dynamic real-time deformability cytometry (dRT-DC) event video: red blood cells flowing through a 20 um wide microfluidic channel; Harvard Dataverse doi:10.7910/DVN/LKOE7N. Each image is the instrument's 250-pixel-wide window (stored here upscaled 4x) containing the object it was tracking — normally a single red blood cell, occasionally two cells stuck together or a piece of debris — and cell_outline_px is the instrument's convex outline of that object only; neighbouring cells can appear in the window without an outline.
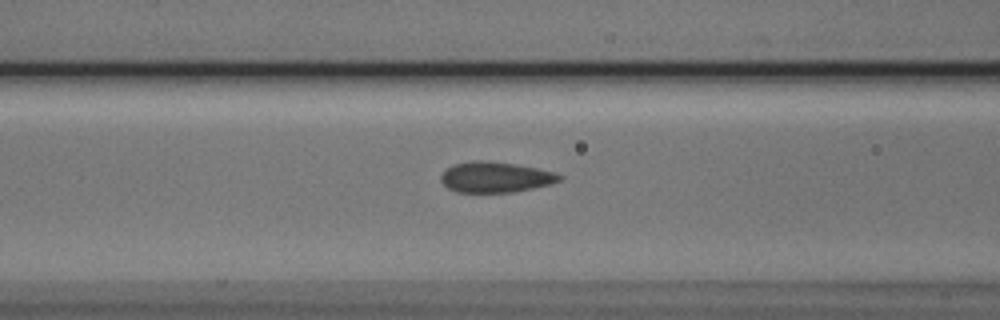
{"species": "Egyptian fruit bat (a non-hibernating species)", "species_latin": "Rousettus aegyptiacus", "temperature_condition": "cold", "stored_images_in_passage": 34, "camera_frame_rate_fps": 3000, "um_per_image_px": 0.085, "animal": {"sex": "male"}, "frame": {"image": 1, "passage_image": 9, "time_ms": 2.667, "image_size_px": [1000, 320], "cell_outline_px": [[564, 176], [560, 180], [552, 184], [512, 192], [456, 192], [448, 188], [440, 180], [440, 176], [448, 168], [456, 164], [476, 160], [480, 160], [516, 164], [556, 172]], "centroid_in_image_um": [42.14, 15.06], "position_along_channel_um": 124.5, "area_um2": 20.98}}
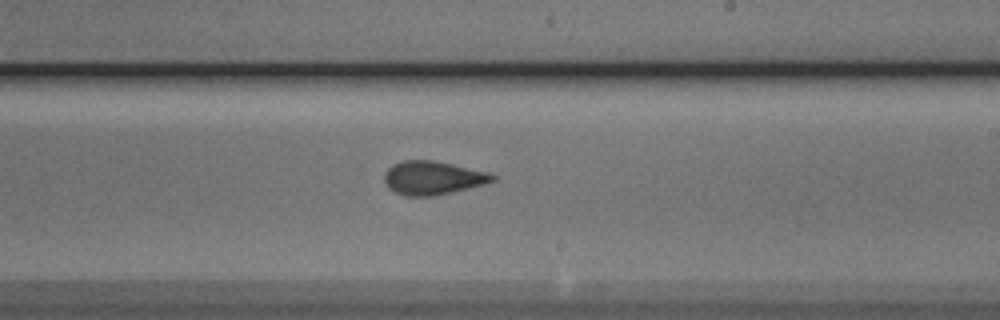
{"frame": {"image": 2, "passage_image": 19, "time_ms": 6.0, "image_size_px": [1000, 320], "cell_outline_px": [[496, 180], [484, 184], [436, 196], [404, 196], [388, 188], [384, 180], [384, 172], [392, 164], [404, 160], [432, 160], [452, 164], [488, 172], [496, 176]], "centroid_in_image_um": [36.76, 15.12], "position_along_channel_um": 252.2, "area_um2": 21.21}}
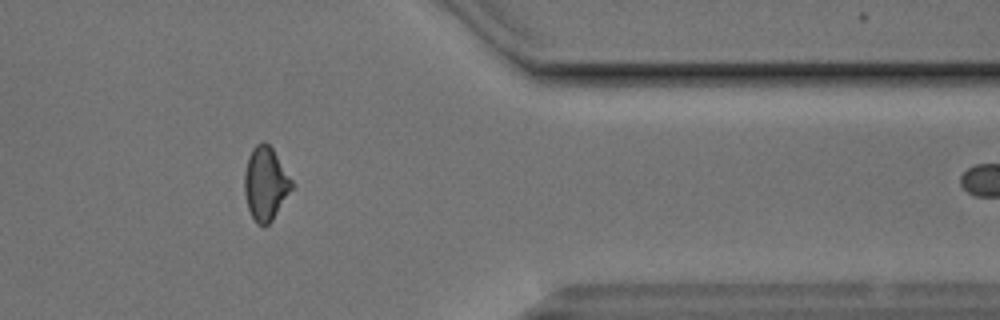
{"frame": {"image": 3, "passage_image": 31, "time_ms": 10.0, "image_size_px": [1000, 320], "cell_outline_px": [[296, 184], [272, 220], [264, 228], [256, 224], [248, 208], [244, 192], [244, 172], [248, 156], [252, 148], [256, 144], [264, 140], [272, 148]], "centroid_in_image_um": [22.58, 15.61], "position_along_channel_um": 388.8, "area_um2": 20.63}, "authors_computed_cell_mechanics": {"area_um2": 20.8369, "velocity_mm_per_s": 3.8385, "shape_relaxation_time_tau1_ms": 4.0673, "shape_relaxation_time_tau2_ms": 0.7801, "deformation_change_tau1": 0.1145, "deformation_change_tau2": 0.0535}}